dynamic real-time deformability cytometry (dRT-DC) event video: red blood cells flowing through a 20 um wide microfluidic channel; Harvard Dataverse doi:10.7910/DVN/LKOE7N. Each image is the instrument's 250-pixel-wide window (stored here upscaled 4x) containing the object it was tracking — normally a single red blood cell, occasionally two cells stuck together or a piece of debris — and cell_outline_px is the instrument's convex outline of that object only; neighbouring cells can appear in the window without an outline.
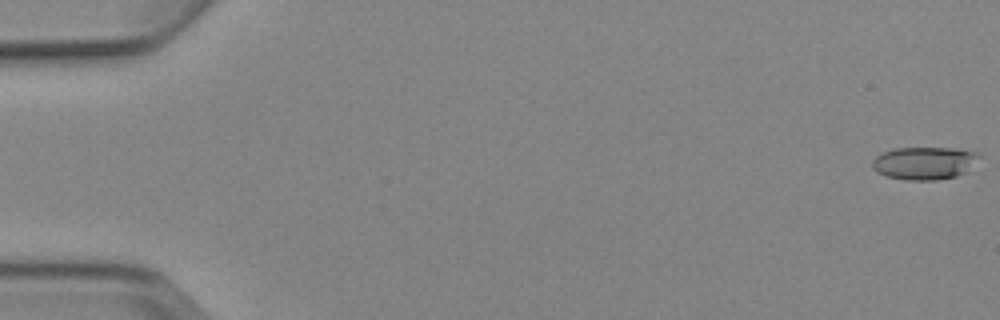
{"species": "Egyptian fruit bat (a non-hibernating species)", "species_latin": "Rousettus aegyptiacus", "temperature_condition": "cold", "stored_images_in_passage": 5, "camera_frame_rate_fps": 3000, "um_per_image_px": 0.085, "animal": {"sex": "female"}, "frame": {"image": 1, "passage_image": 1, "time_ms": 0.0, "image_size_px": [1000, 320], "cell_outline_px": [[980, 156], [968, 172], [956, 176], [936, 180], [904, 180], [888, 176], [876, 172], [872, 168], [872, 160], [876, 156], [884, 152], [896, 148], [960, 148], [976, 152]], "centroid_in_image_um": [78.59, 13.86], "position_along_channel_um": 6.4, "area_um2": 20.52}}
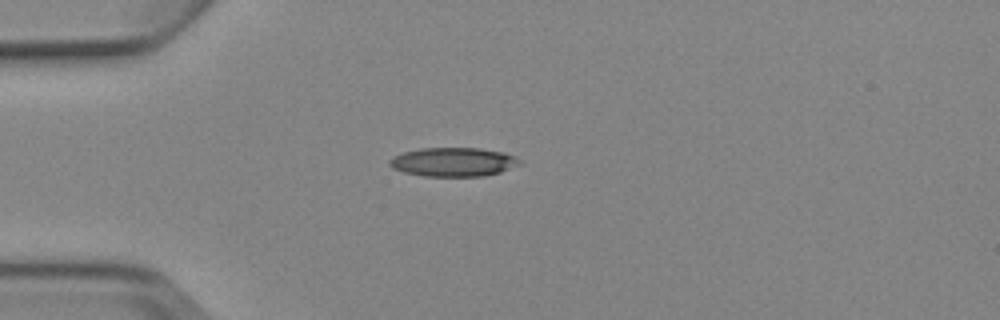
{"frame": {"image": 2, "passage_image": 5, "time_ms": 4.667, "image_size_px": [1000, 320], "cell_outline_px": [[524, 164], [500, 172], [484, 176], [424, 176], [404, 172], [392, 168], [388, 164], [388, 160], [392, 156], [404, 152], [420, 148], [480, 148], [504, 152], [516, 156]], "centroid_in_image_um": [38.56, 13.76], "position_along_channel_um": 46.4, "area_um2": 22.2}}